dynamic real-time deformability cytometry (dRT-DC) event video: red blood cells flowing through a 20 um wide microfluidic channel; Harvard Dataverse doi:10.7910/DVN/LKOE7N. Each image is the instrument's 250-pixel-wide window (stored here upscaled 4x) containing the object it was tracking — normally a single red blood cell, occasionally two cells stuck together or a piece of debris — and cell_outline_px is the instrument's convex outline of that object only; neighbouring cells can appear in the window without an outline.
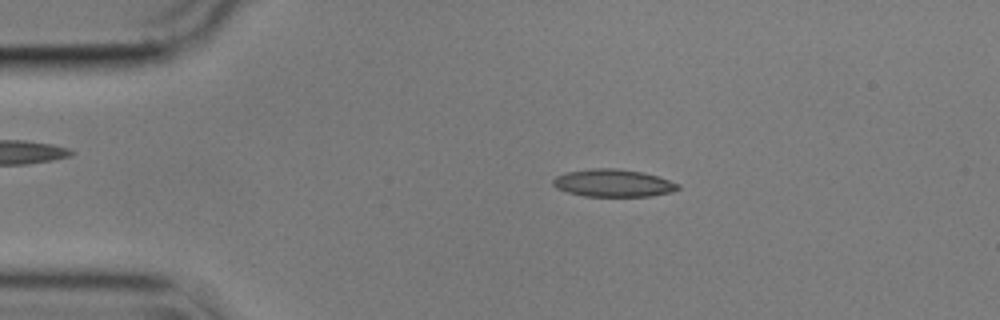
{"species": "common noctule bat (a hibernating species)", "species_latin": "Nyctalus noctula", "temperature_condition": "cold", "stored_images_in_passage": 49, "camera_frame_rate_fps": 3000, "um_per_image_px": 0.085, "animal": {"sex": "male", "body_mass_g": 17.9}, "frame": {"image": 1, "passage_image": 11, "time_ms": 3.333, "image_size_px": [1000, 320], "cell_outline_px": [[680, 188], [672, 192], [652, 196], [584, 196], [568, 192], [556, 188], [552, 184], [552, 180], [556, 176], [564, 172], [592, 168], [616, 168], [640, 172], [656, 176], [680, 184]], "centroid_in_image_um": [52.09, 15.56], "position_along_channel_um": 32.9, "area_um2": 20.06}}
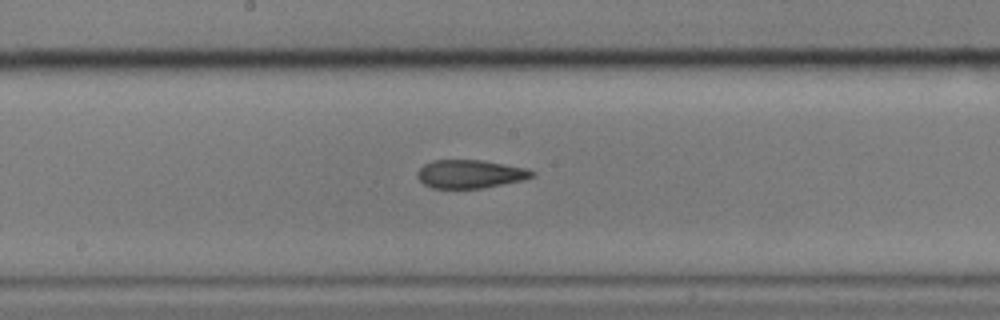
{"frame": {"image": 2, "passage_image": 29, "time_ms": 9.333, "image_size_px": [1000, 320], "cell_outline_px": [[536, 172], [532, 176], [524, 180], [484, 188], [432, 188], [424, 184], [416, 176], [416, 172], [424, 164], [432, 160], [484, 160], [524, 168]], "centroid_in_image_um": [39.93, 14.79], "position_along_channel_um": 208.3, "area_um2": 18.96}}
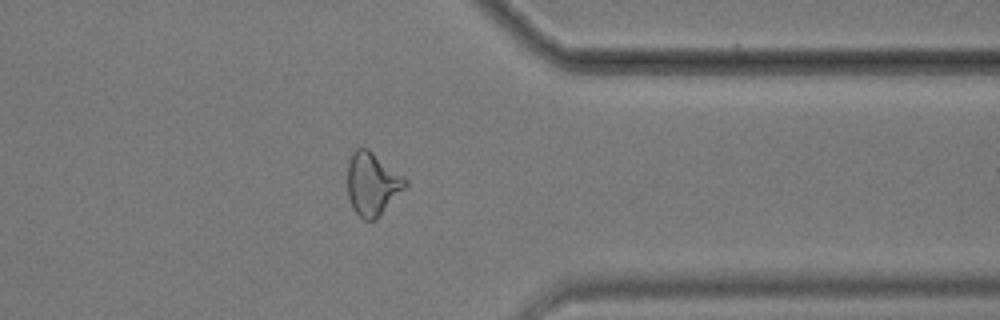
{"frame": {"image": 3, "passage_image": 44, "time_ms": 14.333, "image_size_px": [1000, 320], "cell_outline_px": [[408, 184], [376, 220], [364, 220], [352, 208], [348, 196], [348, 160], [352, 152], [356, 148], [368, 148], [408, 180]], "centroid_in_image_um": [31.63, 15.62], "position_along_channel_um": 379.8, "area_um2": 21.1}, "authors_computed_cell_mechanics": {"area_um2": 19.4208, "velocity_mm_per_s": 3.6059, "shape_relaxation_time_tau1_ms": 7.9577, "shape_relaxation_time_tau2_ms": 2.9877, "deformation_change_tau1": 0.2322, "deformation_change_tau2": 0.1228}}